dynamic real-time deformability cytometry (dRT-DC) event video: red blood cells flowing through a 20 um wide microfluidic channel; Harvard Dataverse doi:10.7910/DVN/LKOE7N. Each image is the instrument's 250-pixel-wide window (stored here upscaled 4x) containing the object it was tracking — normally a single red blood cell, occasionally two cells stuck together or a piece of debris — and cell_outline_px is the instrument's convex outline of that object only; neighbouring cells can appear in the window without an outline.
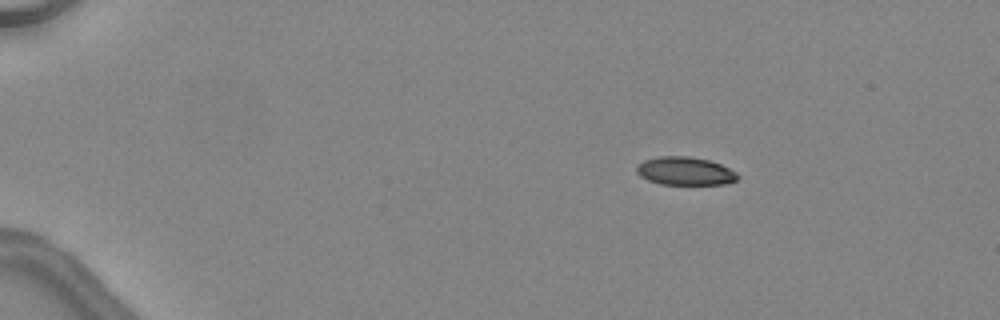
{"species": "common noctule bat (a hibernating species)", "species_latin": "Nyctalus noctula", "temperature_condition": "warm", "stored_images_in_passage": 43, "camera_frame_rate_fps": 3000, "um_per_image_px": 0.085, "animal": {"sex": "female", "body_mass_g": 24.6, "forearm_length_mm": 56.2}, "frame": {"image": 1, "passage_image": 4, "time_ms": 1.0, "image_size_px": [1000, 320], "cell_outline_px": [[740, 176], [736, 180], [728, 184], [660, 184], [648, 180], [640, 176], [636, 172], [636, 168], [644, 160], [660, 156], [688, 156], [708, 160], [720, 164], [736, 172]], "centroid_in_image_um": [58.24, 14.54], "position_along_channel_um": 26.8, "area_um2": 16.53}}
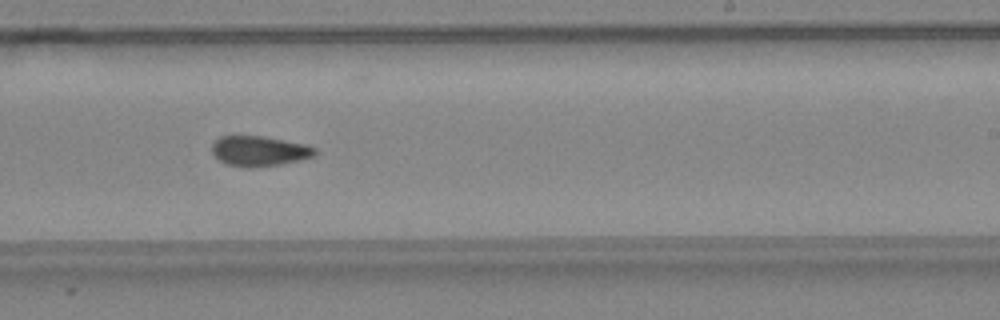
{"frame": {"image": 2, "passage_image": 27, "time_ms": 8.667, "image_size_px": [1000, 320], "cell_outline_px": [[316, 152], [312, 156], [300, 160], [280, 164], [248, 168], [228, 164], [220, 160], [212, 152], [212, 144], [220, 136], [264, 136], [304, 144], [316, 148]], "centroid_in_image_um": [22.03, 12.83], "position_along_channel_um": 267.0, "area_um2": 17.86}}
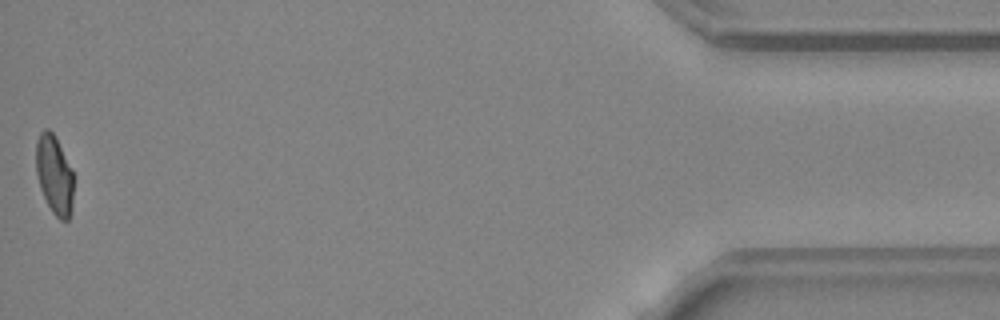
{"frame": {"image": 3, "passage_image": 43, "time_ms": 14.0, "image_size_px": [1000, 320], "cell_outline_px": [[72, 212], [68, 220], [60, 220], [52, 212], [40, 188], [36, 172], [36, 140], [40, 132], [44, 128], [48, 128], [56, 136], [72, 172]], "centroid_in_image_um": [4.6, 14.84], "position_along_channel_um": 430.6, "area_um2": 17.17}, "authors_computed_cell_mechanics": {"area_um2": 18.1492, "velocity_mm_per_s": 4.5489, "shape_relaxation_time_tau1_ms": null, "shape_relaxation_time_tau2_ms": 2.619, "deformation_change_tau1": null, "deformation_change_tau2": 0.0972}}